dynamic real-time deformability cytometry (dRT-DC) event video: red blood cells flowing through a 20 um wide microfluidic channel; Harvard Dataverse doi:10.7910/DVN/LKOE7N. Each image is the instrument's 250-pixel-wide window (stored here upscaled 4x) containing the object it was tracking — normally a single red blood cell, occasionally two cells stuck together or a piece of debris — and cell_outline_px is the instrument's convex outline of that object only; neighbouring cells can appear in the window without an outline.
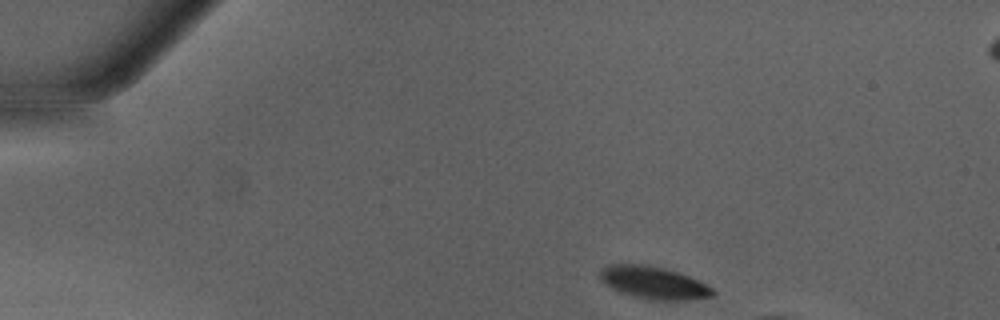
{"species": "Egyptian fruit bat (a non-hibernating species)", "species_latin": "Rousettus aegyptiacus", "temperature_condition": "warm", "stored_images_in_passage": 11, "camera_frame_rate_fps": 3000, "um_per_image_px": 0.085, "animal": {"sex": "male"}, "frame": {"image": 1, "passage_image": 1, "time_ms": 0.0, "image_size_px": [1000, 320], "cell_outline_px": [[716, 292], [712, 296], [684, 300], [652, 300], [632, 296], [620, 292], [604, 284], [600, 280], [600, 272], [604, 268], [612, 264], [644, 264], [664, 268], [680, 272], [700, 280], [712, 288]], "centroid_in_image_um": [55.58, 24.03], "position_along_channel_um": 29.4, "area_um2": 21.39}}